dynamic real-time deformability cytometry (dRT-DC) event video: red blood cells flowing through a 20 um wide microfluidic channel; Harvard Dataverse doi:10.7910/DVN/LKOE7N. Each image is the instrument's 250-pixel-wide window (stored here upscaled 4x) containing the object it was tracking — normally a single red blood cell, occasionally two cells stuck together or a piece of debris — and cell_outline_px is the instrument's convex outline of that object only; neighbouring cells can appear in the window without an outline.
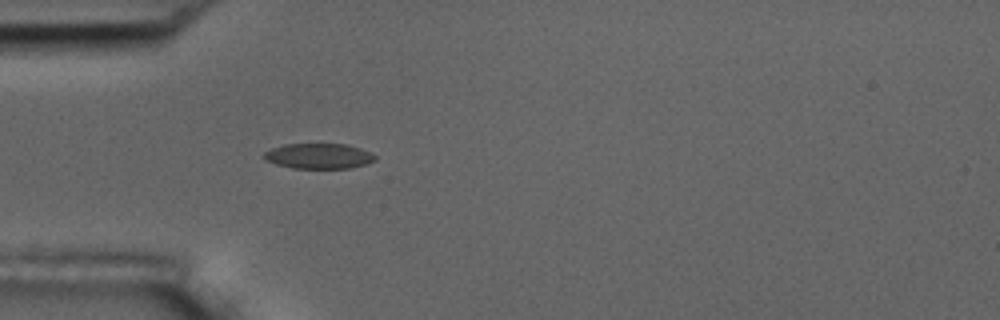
{"species": "common noctule bat (a hibernating species)", "species_latin": "Nyctalus noctula", "temperature_condition": "room temperature", "stored_images_in_passage": 18, "camera_frame_rate_fps": 3000, "um_per_image_px": 0.085, "animal": {"sex": "male", "body_mass_g": 17.5, "forearm_length_mm": 52.3}, "frame": {"image": 1, "passage_image": 1, "time_ms": 0.0, "image_size_px": [1000, 320], "cell_outline_px": [[376, 160], [364, 164], [348, 168], [292, 168], [276, 164], [264, 160], [264, 152], [272, 148], [284, 144], [348, 144], [372, 152], [376, 156]], "centroid_in_image_um": [27.09, 13.26], "position_along_channel_um": 57.9, "area_um2": 16.42}}
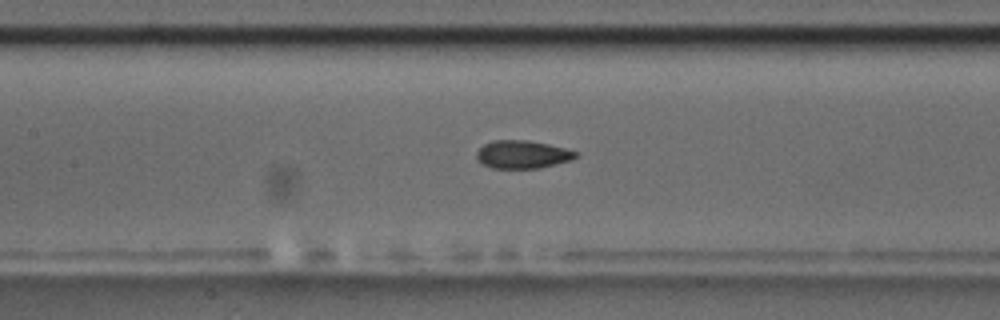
{"frame": {"image": 2, "passage_image": 10, "time_ms": 3.0, "image_size_px": [1000, 320], "cell_outline_px": [[576, 156], [572, 160], [540, 168], [492, 168], [484, 164], [476, 156], [476, 152], [484, 144], [492, 140], [528, 140], [548, 144], [564, 148], [576, 152]], "centroid_in_image_um": [44.4, 13.12], "position_along_channel_um": 163.0, "area_um2": 16.01}}
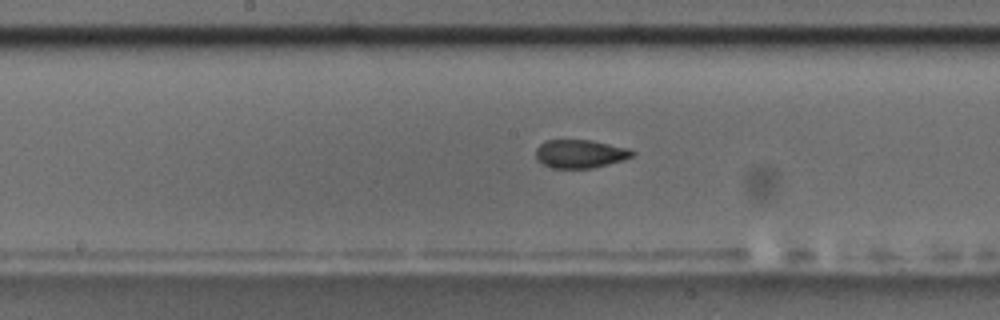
{"frame": {"image": 3, "passage_image": 13, "time_ms": 4.0, "image_size_px": [1000, 320], "cell_outline_px": [[636, 152], [632, 156], [624, 160], [592, 168], [552, 168], [536, 160], [536, 148], [544, 140], [592, 140], [628, 148]], "centroid_in_image_um": [49.3, 13.07], "position_along_channel_um": 198.9, "area_um2": 16.01}}